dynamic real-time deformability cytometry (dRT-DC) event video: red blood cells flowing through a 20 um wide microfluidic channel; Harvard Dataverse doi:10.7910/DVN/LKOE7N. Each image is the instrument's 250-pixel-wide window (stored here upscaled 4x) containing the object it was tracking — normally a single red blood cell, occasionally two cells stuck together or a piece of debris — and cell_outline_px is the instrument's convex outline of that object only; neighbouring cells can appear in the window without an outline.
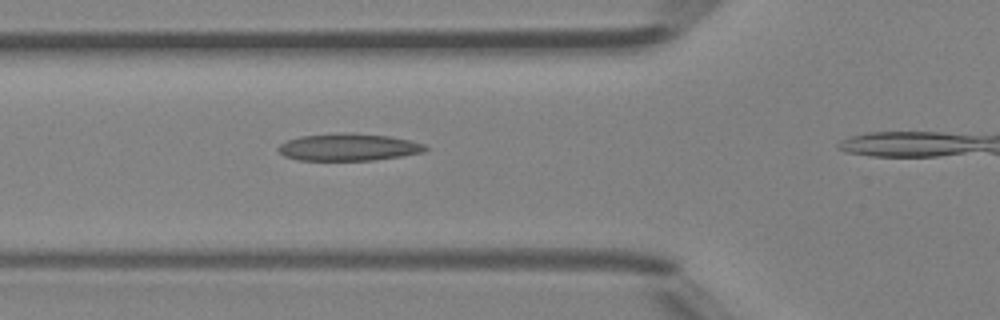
{"species": "Egyptian fruit bat (a non-hibernating species)", "species_latin": "Rousettus aegyptiacus", "temperature_condition": "room temperature", "stored_images_in_passage": 15, "camera_frame_rate_fps": 3000, "um_per_image_px": 0.085, "animal": {"sex": "female"}, "frame": {"image": 1, "passage_image": 11, "time_ms": 3.333, "image_size_px": [1000, 320], "cell_outline_px": [[428, 148], [424, 152], [400, 156], [372, 160], [300, 160], [284, 156], [276, 148], [280, 144], [288, 140], [300, 136], [340, 132], [352, 132], [388, 136], [408, 140], [424, 144]], "centroid_in_image_um": [29.6, 12.5], "position_along_channel_um": 96.2, "area_um2": 23.29}}